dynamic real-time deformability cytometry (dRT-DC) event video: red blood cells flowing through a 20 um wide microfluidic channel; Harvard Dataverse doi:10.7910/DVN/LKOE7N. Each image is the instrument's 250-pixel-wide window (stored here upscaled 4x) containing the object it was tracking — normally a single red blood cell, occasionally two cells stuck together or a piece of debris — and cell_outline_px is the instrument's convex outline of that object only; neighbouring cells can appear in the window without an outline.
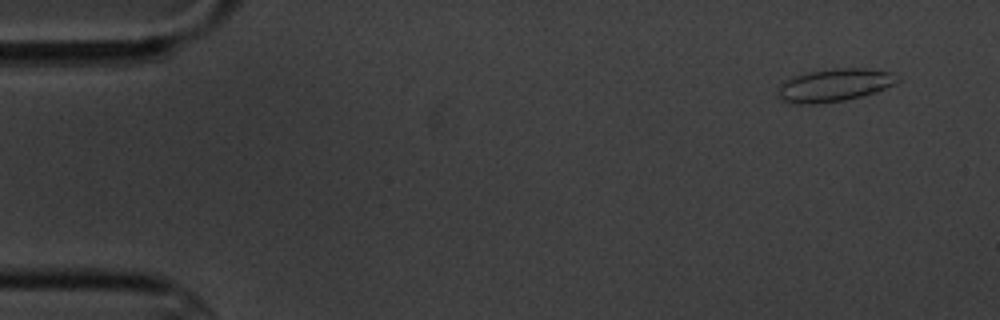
{"species": "common noctule bat (a hibernating species)", "species_latin": "Nyctalus noctula", "temperature_condition": "cold", "stored_images_in_passage": 5, "camera_frame_rate_fps": 3000, "um_per_image_px": 0.085, "animal": {"sex": "male", "body_mass_g": 20.1, "forearm_length_mm": 53.5}, "frame": {"image": 1, "passage_image": 2, "time_ms": 1.0, "image_size_px": [1000, 320], "cell_outline_px": [[900, 80], [896, 84], [876, 92], [844, 100], [820, 104], [796, 104], [780, 100], [776, 96], [780, 84], [788, 76], [808, 72], [836, 68], [864, 68], [892, 72]], "centroid_in_image_um": [70.87, 7.24], "position_along_channel_um": 14.1, "area_um2": 23.24}}